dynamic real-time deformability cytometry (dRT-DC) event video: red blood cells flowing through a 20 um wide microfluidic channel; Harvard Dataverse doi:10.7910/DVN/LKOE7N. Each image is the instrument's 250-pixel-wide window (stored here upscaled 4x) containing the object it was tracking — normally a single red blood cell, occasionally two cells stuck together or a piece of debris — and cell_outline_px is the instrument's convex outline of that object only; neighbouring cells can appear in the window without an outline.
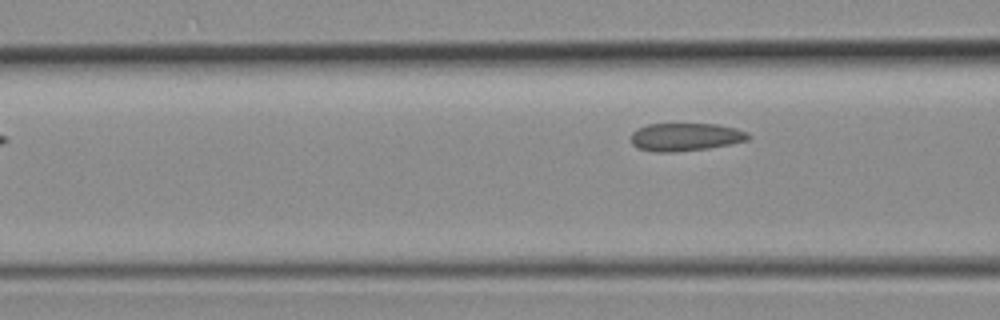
{"species": "common noctule bat (a hibernating species)", "species_latin": "Nyctalus noctula", "temperature_condition": "room temperature", "stored_images_in_passage": 4, "camera_frame_rate_fps": 3000, "um_per_image_px": 0.085, "animal": {"sex": "female", "body_mass_g": 19.3, "forearm_length_mm": 54.1}, "frame": {"image": 1, "passage_image": 3, "time_ms": 0.667, "image_size_px": [1000, 320], "cell_outline_px": [[752, 136], [748, 140], [708, 148], [676, 152], [656, 152], [636, 148], [632, 144], [632, 132], [636, 128], [648, 124], [720, 124], [736, 128], [748, 132]], "centroid_in_image_um": [58.27, 11.64], "position_along_channel_um": 108.3, "area_um2": 19.25}}
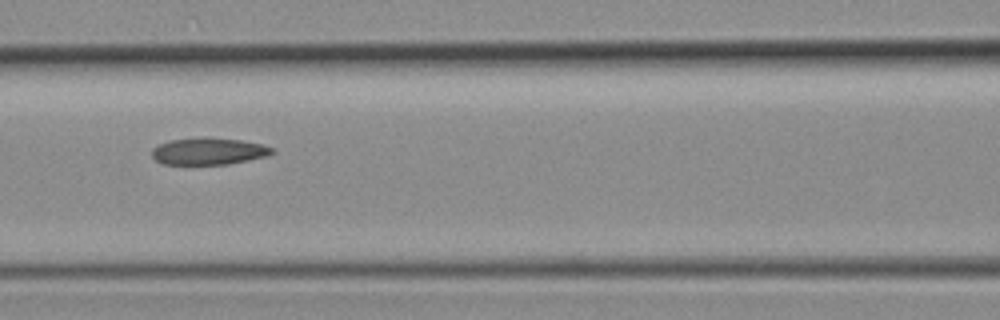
{"frame": {"image": 2, "passage_image": 4, "time_ms": 1.0, "image_size_px": [1000, 320], "cell_outline_px": [[276, 152], [268, 156], [228, 164], [164, 164], [156, 160], [152, 156], [152, 148], [168, 140], [240, 140], [264, 144], [276, 148]], "centroid_in_image_um": [17.81, 12.9], "position_along_channel_um": 148.8, "area_um2": 18.15}}